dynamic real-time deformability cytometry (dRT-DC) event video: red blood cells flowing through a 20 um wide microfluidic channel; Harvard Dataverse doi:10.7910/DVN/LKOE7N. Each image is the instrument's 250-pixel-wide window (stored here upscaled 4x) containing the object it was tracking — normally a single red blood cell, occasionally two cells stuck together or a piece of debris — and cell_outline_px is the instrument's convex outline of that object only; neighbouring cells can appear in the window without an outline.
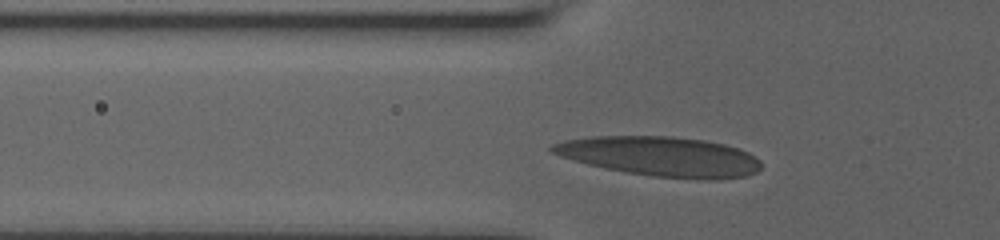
{"species": "human", "species_latin": "Homo sapiens", "temperature_condition": "room temperature", "stored_images_in_passage": 36, "camera_frame_rate_fps": 3000, "um_per_image_px": 0.085, "donor": {"sex": "male"}, "frame": {"image": 1, "passage_image": 8, "time_ms": 2.333, "image_size_px": [1000, 240], "cell_outline_px": [[760, 168], [756, 172], [748, 176], [720, 180], [700, 180], [652, 176], [604, 168], [572, 160], [560, 156], [552, 152], [548, 148], [552, 144], [564, 140], [592, 136], [672, 136], [704, 140], [724, 144], [748, 152], [756, 156], [760, 160]], "centroid_in_image_um": [56.17, 13.3], "position_along_channel_um": 69.6, "area_um2": 48.61}}
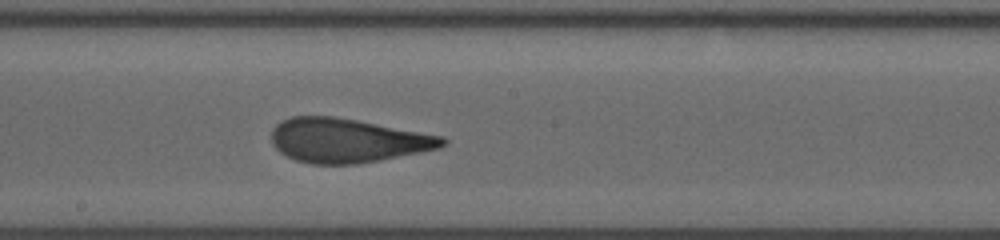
{"frame": {"image": 2, "passage_image": 20, "time_ms": 6.333, "image_size_px": [1000, 240], "cell_outline_px": [[448, 140], [440, 148], [380, 160], [356, 164], [312, 164], [296, 160], [280, 152], [272, 144], [272, 128], [276, 124], [292, 116], [332, 116], [356, 120], [444, 136]], "centroid_in_image_um": [29.52, 11.94], "position_along_channel_um": 218.7, "area_um2": 43.75}}
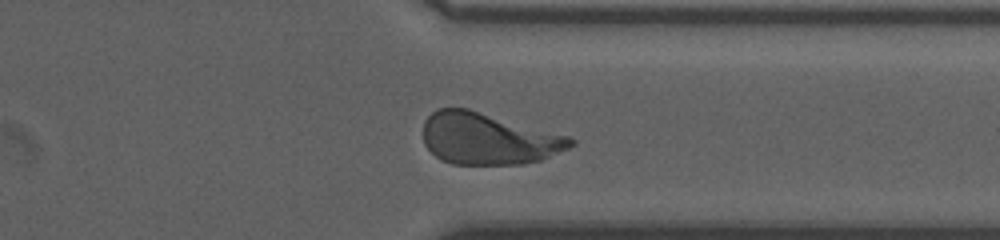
{"frame": {"image": 3, "passage_image": 32, "time_ms": 10.333, "image_size_px": [1000, 240], "cell_outline_px": [[576, 144], [568, 148], [540, 160], [520, 164], [452, 164], [440, 160], [424, 144], [424, 120], [436, 108], [468, 108], [568, 136], [576, 140]], "centroid_in_image_um": [41.48, 11.79], "position_along_channel_um": 369.9, "area_um2": 44.22}, "authors_computed_cell_mechanics": {"area_um2": 44.6794, "velocity_mm_per_s": 3.7877, "shape_relaxation_time_tau1_ms": 7.7242, "shape_relaxation_time_tau2_ms": 1.0737, "deformation_change_tau1": 0.2435, "deformation_change_tau2": 0.0949}}